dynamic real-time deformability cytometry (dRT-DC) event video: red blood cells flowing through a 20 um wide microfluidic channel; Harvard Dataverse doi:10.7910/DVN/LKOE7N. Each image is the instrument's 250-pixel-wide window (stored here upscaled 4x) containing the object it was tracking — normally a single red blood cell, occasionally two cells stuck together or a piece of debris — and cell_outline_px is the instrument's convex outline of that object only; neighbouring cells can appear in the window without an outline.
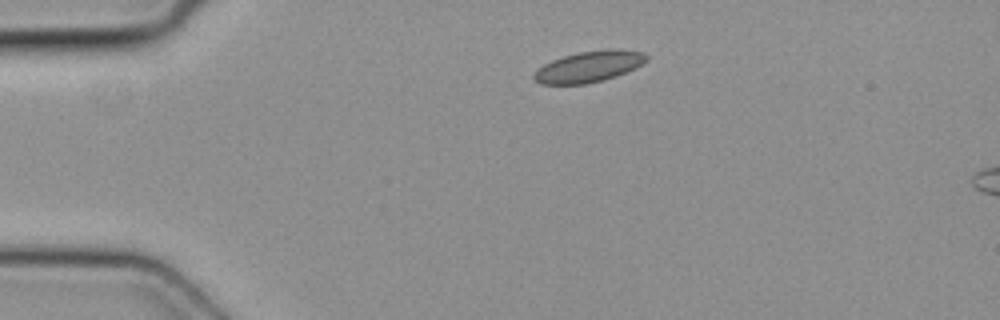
{"species": "common noctule bat (a hibernating species)", "species_latin": "Nyctalus noctula", "temperature_condition": "cold", "stored_images_in_passage": 2, "camera_frame_rate_fps": 3000, "um_per_image_px": 0.085, "animal": {"sex": "female", "body_mass_g": 19.3, "forearm_length_mm": 54.1}, "frame": {"image": 1, "passage_image": 1, "time_ms": 0.0, "image_size_px": [1000, 320], "cell_outline_px": [[648, 60], [636, 68], [616, 76], [604, 80], [584, 84], [540, 84], [532, 76], [544, 64], [552, 60], [564, 56], [580, 52], [612, 48], [616, 48], [644, 52], [648, 56]], "centroid_in_image_um": [50.12, 5.65], "position_along_channel_um": 34.9, "area_um2": 20.35}}